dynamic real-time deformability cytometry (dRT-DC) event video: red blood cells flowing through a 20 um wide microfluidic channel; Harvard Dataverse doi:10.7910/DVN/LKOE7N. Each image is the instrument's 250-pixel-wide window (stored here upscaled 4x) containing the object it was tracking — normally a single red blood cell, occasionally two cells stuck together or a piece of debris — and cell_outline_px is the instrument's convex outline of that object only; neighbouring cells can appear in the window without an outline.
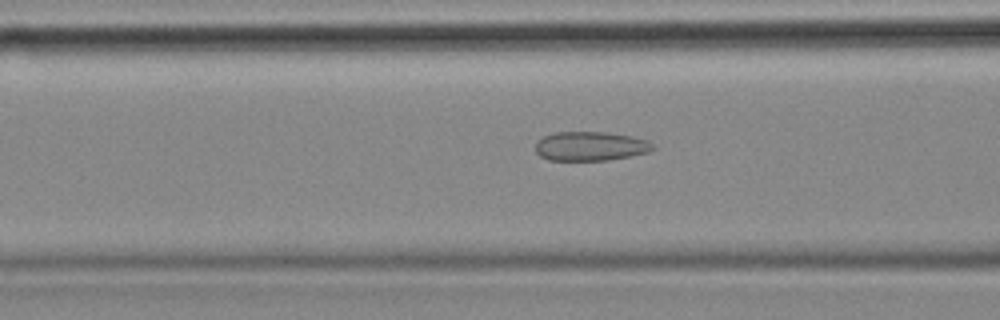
{"species": "common noctule bat (a hibernating species)", "species_latin": "Nyctalus noctula", "temperature_condition": "cold", "stored_images_in_passage": 39, "camera_frame_rate_fps": 3000, "um_per_image_px": 0.085, "animal": {"sex": "female", "body_mass_g": 18.4}, "frame": {"image": 1, "passage_image": 12, "time_ms": 3.667, "image_size_px": [1000, 320], "cell_outline_px": [[656, 148], [648, 152], [608, 160], [548, 160], [540, 156], [536, 152], [536, 144], [544, 136], [556, 132], [608, 132], [632, 136], [648, 140]], "centroid_in_image_um": [50.21, 12.42], "position_along_channel_um": 116.4, "area_um2": 19.88}}
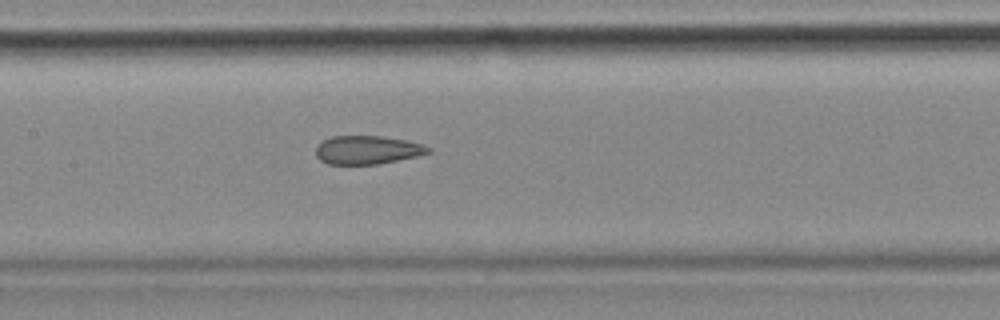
{"frame": {"image": 2, "passage_image": 17, "time_ms": 5.333, "image_size_px": [1000, 320], "cell_outline_px": [[432, 152], [416, 156], [376, 164], [328, 164], [320, 160], [316, 156], [316, 148], [324, 140], [332, 136], [384, 136], [404, 140], [420, 144], [432, 148]], "centroid_in_image_um": [31.22, 12.74], "position_along_channel_um": 176.2, "area_um2": 18.44}, "authors_computed_cell_mechanics": {"area_um2": 19.5364, "velocity_mm_per_s": 3.5779, "shape_relaxation_time_tau1_ms": null, "shape_relaxation_time_tau2_ms": 1.9769, "deformation_change_tau1": null, "deformation_change_tau2": 0.0916}}